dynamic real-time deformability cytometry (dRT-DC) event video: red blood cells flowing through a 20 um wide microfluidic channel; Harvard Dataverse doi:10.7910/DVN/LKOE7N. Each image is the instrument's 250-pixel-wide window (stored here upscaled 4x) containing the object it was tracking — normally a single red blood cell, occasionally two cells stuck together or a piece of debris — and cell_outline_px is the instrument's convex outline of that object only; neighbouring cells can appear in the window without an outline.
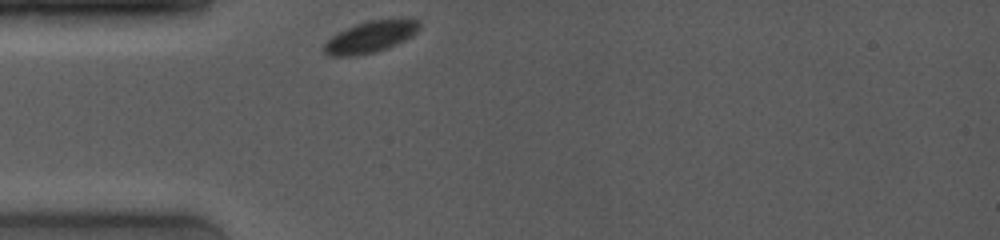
{"species": "common noctule bat (a hibernating species)", "species_latin": "Nyctalus noctula", "temperature_condition": "room temperature", "stored_images_in_passage": 37, "camera_frame_rate_fps": 4000, "um_per_image_px": 0.085, "animal": {"sex": "female", "body_mass_g": 19.0, "forearm_length_mm": 53.3}, "frame": {"image": 1, "passage_image": 1, "time_ms": 0.0, "image_size_px": [1000, 240], "cell_outline_px": [[420, 28], [412, 36], [396, 44], [376, 52], [356, 56], [328, 56], [320, 48], [332, 36], [356, 24], [368, 20], [420, 20]], "centroid_in_image_um": [31.44, 3.16], "position_along_channel_um": 53.6, "area_um2": 17.28}}
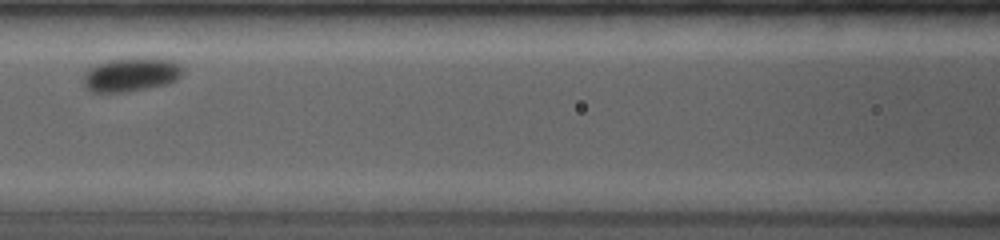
{"frame": {"image": 2, "passage_image": 8, "time_ms": 3.0, "image_size_px": [1000, 240], "cell_outline_px": [[180, 76], [176, 80], [168, 84], [128, 92], [88, 92], [84, 88], [84, 72], [88, 68], [108, 60], [136, 56], [152, 56], [172, 60], [180, 64]], "centroid_in_image_um": [11.12, 6.32], "position_along_channel_um": 155.5, "area_um2": 20.17}}
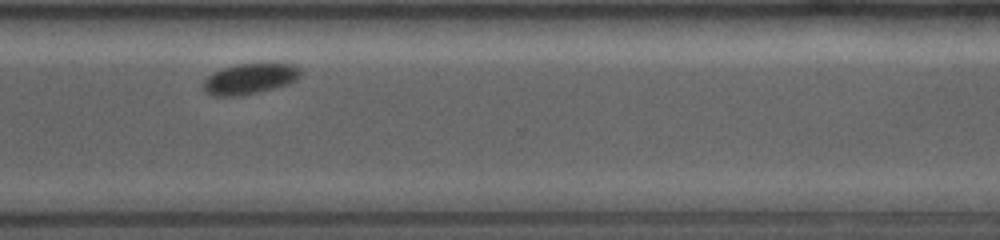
{"frame": {"image": 3, "passage_image": 36, "time_ms": 8.25, "image_size_px": [1000, 240], "cell_outline_px": [[304, 72], [296, 80], [288, 84], [256, 92], [236, 96], [212, 96], [204, 92], [204, 80], [208, 76], [224, 68], [236, 64], [292, 64], [300, 68]], "centroid_in_image_um": [21.25, 6.7], "position_along_channel_um": 349.4, "area_um2": 17.11}}